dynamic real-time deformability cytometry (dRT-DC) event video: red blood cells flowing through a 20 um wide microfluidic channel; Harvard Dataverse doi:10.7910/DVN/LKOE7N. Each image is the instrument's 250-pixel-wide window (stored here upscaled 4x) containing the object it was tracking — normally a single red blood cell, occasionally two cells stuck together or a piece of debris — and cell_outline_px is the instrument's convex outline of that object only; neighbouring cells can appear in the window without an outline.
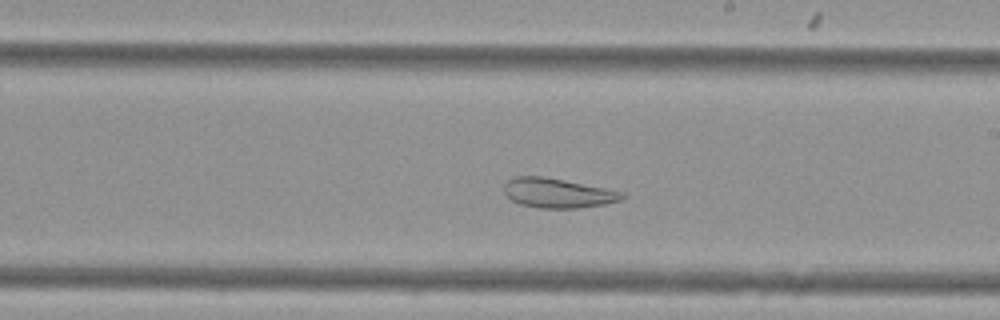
{"species": "Egyptian fruit bat (a non-hibernating species)", "species_latin": "Rousettus aegyptiacus", "temperature_condition": "cold", "stored_images_in_passage": 35, "camera_frame_rate_fps": 3000, "um_per_image_px": 0.085, "animal": {"sex": "female"}, "frame": {"image": 1, "passage_image": 20, "time_ms": 6.333, "image_size_px": [1000, 320], "cell_outline_px": [[628, 196], [620, 200], [604, 204], [580, 208], [536, 208], [520, 204], [512, 200], [504, 192], [504, 184], [508, 180], [516, 176], [544, 176], [624, 192]], "centroid_in_image_um": [47.41, 16.41], "position_along_channel_um": 241.6, "area_um2": 20.35}, "authors_computed_cell_mechanics": {"area_um2": 23.6402, "velocity_mm_per_s": 3.7339, "shape_relaxation_time_tau1_ms": null, "shape_relaxation_time_tau2_ms": 1.9152, "deformation_change_tau1": null, "deformation_change_tau2": 0.0968}}